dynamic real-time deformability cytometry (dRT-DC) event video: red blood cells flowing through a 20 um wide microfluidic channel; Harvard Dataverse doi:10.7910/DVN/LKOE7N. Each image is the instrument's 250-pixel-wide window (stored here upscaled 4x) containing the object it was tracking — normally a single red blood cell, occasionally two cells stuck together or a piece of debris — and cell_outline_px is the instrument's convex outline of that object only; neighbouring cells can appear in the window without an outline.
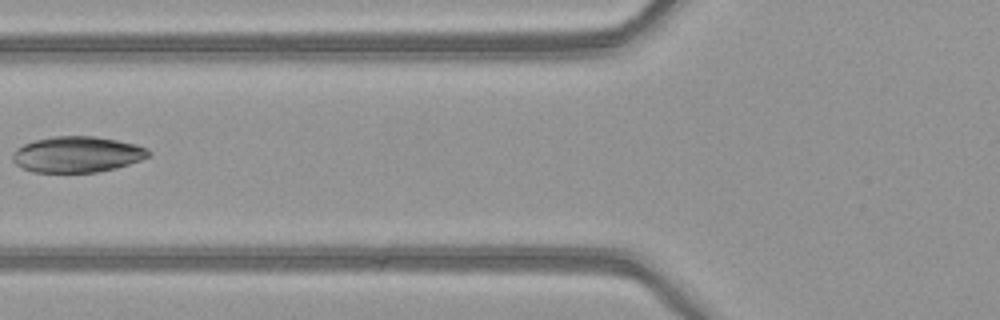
{"species": "common noctule bat (a hibernating species)", "species_latin": "Nyctalus noctula", "temperature_condition": "warm", "stored_images_in_passage": 4, "camera_frame_rate_fps": 3000, "um_per_image_px": 0.085, "animal": {"sex": "female", "body_mass_g": 21.9}, "frame": {"image": 1, "passage_image": 4, "time_ms": 1.0, "image_size_px": [1000, 320], "cell_outline_px": [[152, 156], [116, 168], [100, 172], [32, 172], [16, 164], [12, 160], [12, 152], [16, 148], [24, 144], [36, 140], [52, 136], [96, 136], [136, 144], [148, 148], [152, 152]], "centroid_in_image_um": [6.58, 13.12], "position_along_channel_um": 119.2, "area_um2": 28.67}}